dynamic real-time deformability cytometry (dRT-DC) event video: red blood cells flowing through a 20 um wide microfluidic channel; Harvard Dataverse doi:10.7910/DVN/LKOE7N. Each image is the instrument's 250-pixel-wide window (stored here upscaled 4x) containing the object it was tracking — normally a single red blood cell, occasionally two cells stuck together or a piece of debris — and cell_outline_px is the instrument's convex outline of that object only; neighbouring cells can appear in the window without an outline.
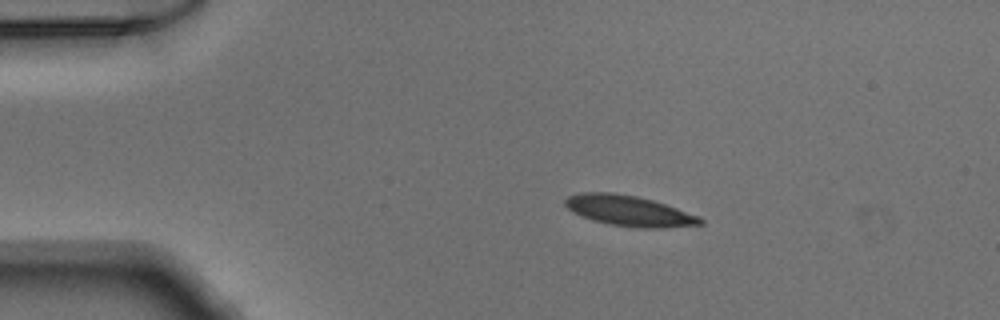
{"species": "Egyptian fruit bat (a non-hibernating species)", "species_latin": "Rousettus aegyptiacus", "temperature_condition": "warm", "stored_images_in_passage": 42, "camera_frame_rate_fps": 3000, "um_per_image_px": 0.085, "animal": {"sex": "male"}, "frame": {"image": 1, "passage_image": 1, "time_ms": 0.0, "image_size_px": [1000, 320], "cell_outline_px": [[704, 224], [668, 228], [636, 228], [612, 224], [592, 220], [568, 208], [564, 204], [564, 200], [568, 196], [580, 192], [612, 192], [636, 196], [652, 200], [700, 216], [704, 220]], "centroid_in_image_um": [53.51, 17.92], "position_along_channel_um": 31.5, "area_um2": 23.93}}
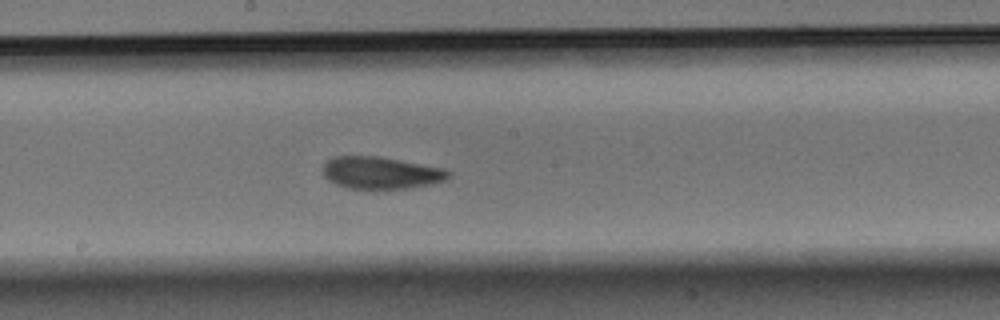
{"frame": {"image": 2, "passage_image": 19, "time_ms": 6.0, "image_size_px": [1000, 320], "cell_outline_px": [[452, 172], [444, 180], [432, 184], [404, 188], [344, 188], [328, 180], [324, 176], [324, 164], [332, 156], [380, 156], [444, 168]], "centroid_in_image_um": [32.36, 14.67], "position_along_channel_um": 215.8, "area_um2": 23.41}}
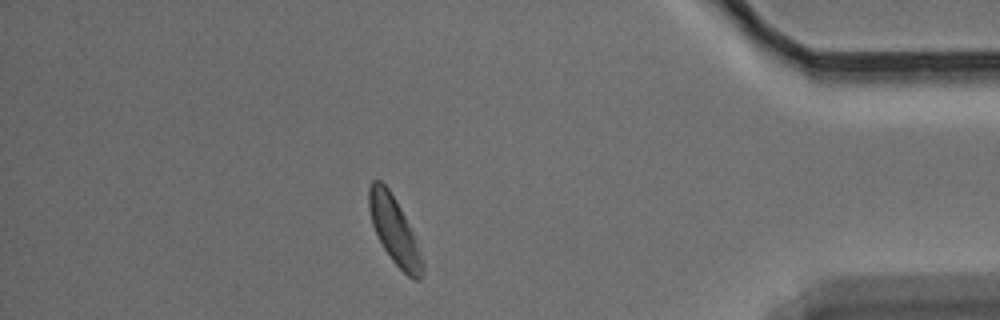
{"frame": {"image": 3, "passage_image": 36, "time_ms": 11.667, "image_size_px": [1000, 320], "cell_outline_px": [[424, 272], [420, 280], [412, 280], [392, 260], [384, 248], [372, 224], [368, 208], [368, 188], [372, 180], [380, 180], [388, 188], [400, 208], [412, 232], [424, 268]], "centroid_in_image_um": [33.48, 19.58], "position_along_channel_um": 401.7, "area_um2": 20.29}}